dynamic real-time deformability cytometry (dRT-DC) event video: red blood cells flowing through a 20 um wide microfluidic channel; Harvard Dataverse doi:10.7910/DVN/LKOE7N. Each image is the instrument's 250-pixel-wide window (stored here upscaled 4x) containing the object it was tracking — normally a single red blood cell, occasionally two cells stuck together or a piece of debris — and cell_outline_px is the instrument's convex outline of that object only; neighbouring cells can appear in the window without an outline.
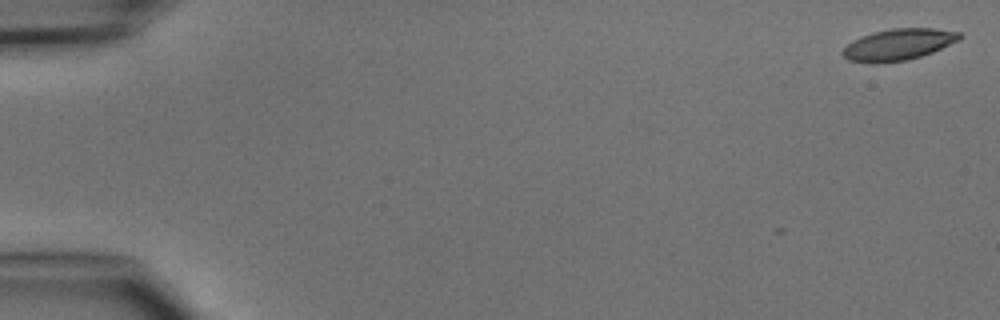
{"species": "common noctule bat (a hibernating species)", "species_latin": "Nyctalus noctula", "temperature_condition": "cold", "stored_images_in_passage": 5, "camera_frame_rate_fps": 3000, "um_per_image_px": 0.085, "animal": {"sex": "male", "body_mass_g": 15.6}, "frame": {"image": 1, "passage_image": 1, "time_ms": 0.0, "image_size_px": [1000, 320], "cell_outline_px": [[964, 36], [960, 40], [932, 52], [908, 60], [876, 64], [848, 60], [840, 52], [852, 40], [860, 36], [872, 32], [892, 28], [932, 28], [960, 32]], "centroid_in_image_um": [76.35, 3.78], "position_along_channel_um": 8.6, "area_um2": 21.62}}